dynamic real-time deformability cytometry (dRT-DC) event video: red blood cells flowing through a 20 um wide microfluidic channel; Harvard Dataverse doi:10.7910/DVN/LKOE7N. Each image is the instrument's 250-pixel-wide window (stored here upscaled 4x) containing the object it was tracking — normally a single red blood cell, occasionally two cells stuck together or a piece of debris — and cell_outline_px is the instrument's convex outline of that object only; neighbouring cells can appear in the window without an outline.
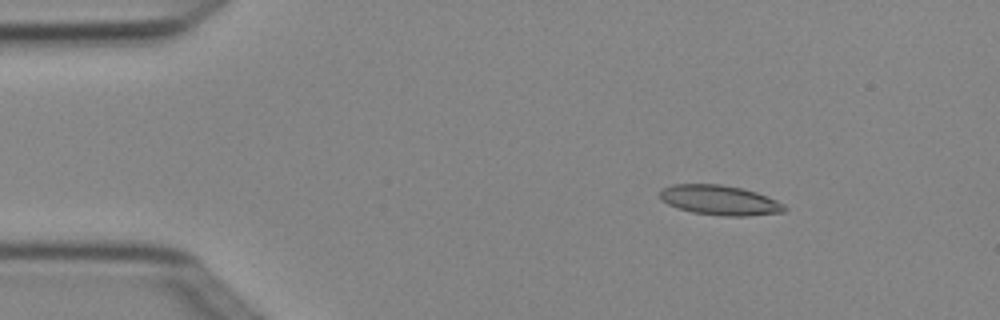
{"species": "Egyptian fruit bat (a non-hibernating species)", "species_latin": "Rousettus aegyptiacus", "temperature_condition": "cold", "stored_images_in_passage": 2, "camera_frame_rate_fps": 3000, "um_per_image_px": 0.085, "animal": {"sex": "female"}, "frame": {"image": 1, "passage_image": 2, "time_ms": 0.333, "image_size_px": [1000, 320], "cell_outline_px": [[788, 208], [784, 212], [748, 216], [724, 216], [692, 212], [668, 204], [660, 200], [660, 192], [664, 188], [672, 184], [720, 184], [740, 188], [756, 192], [776, 200], [784, 204]], "centroid_in_image_um": [61.19, 17.02], "position_along_channel_um": 23.8, "area_um2": 21.56}}